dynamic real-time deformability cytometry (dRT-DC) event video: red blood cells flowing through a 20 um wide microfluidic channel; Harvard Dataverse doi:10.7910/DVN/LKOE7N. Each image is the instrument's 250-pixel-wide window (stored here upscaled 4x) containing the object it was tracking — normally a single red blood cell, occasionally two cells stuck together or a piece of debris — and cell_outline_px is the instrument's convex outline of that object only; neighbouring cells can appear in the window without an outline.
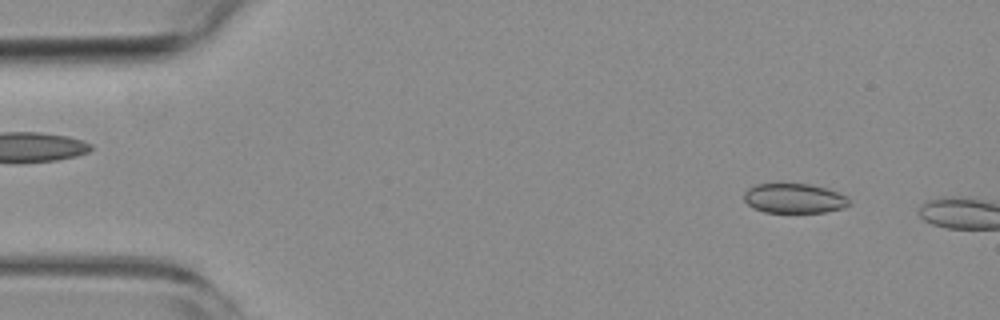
{"species": "common noctule bat (a hibernating species)", "species_latin": "Nyctalus noctula", "temperature_condition": "room temperature", "stored_images_in_passage": 7, "camera_frame_rate_fps": 3000, "um_per_image_px": 0.085, "animal": {"sex": "female", "body_mass_g": 19.3, "forearm_length_mm": 54.1}, "frame": {"image": 1, "passage_image": 5, "time_ms": 1.333, "image_size_px": [1000, 320], "cell_outline_px": [[852, 204], [844, 208], [828, 212], [764, 212], [752, 208], [744, 200], [744, 192], [748, 188], [756, 184], [776, 180], [812, 184], [828, 188], [848, 196], [852, 200]], "centroid_in_image_um": [67.52, 16.81], "position_along_channel_um": 17.5, "area_um2": 19.36}}